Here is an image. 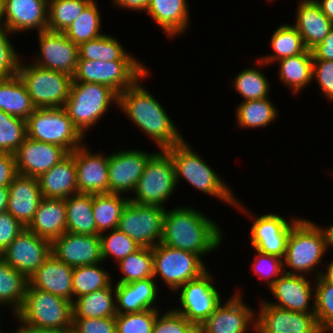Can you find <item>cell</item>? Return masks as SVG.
Returning a JSON list of instances; mask_svg holds the SVG:
<instances>
[{
    "instance_id": "6da1fadb",
    "label": "cell",
    "mask_w": 333,
    "mask_h": 333,
    "mask_svg": "<svg viewBox=\"0 0 333 333\" xmlns=\"http://www.w3.org/2000/svg\"><path fill=\"white\" fill-rule=\"evenodd\" d=\"M150 69L131 87L118 95L119 110L148 136L159 149H167L181 143L182 133L165 111L159 100L141 83L150 77Z\"/></svg>"
},
{
    "instance_id": "7a4b0ae2",
    "label": "cell",
    "mask_w": 333,
    "mask_h": 333,
    "mask_svg": "<svg viewBox=\"0 0 333 333\" xmlns=\"http://www.w3.org/2000/svg\"><path fill=\"white\" fill-rule=\"evenodd\" d=\"M222 232L219 223L194 207L182 205L165 210L160 243L203 258L221 246Z\"/></svg>"
},
{
    "instance_id": "3957f363",
    "label": "cell",
    "mask_w": 333,
    "mask_h": 333,
    "mask_svg": "<svg viewBox=\"0 0 333 333\" xmlns=\"http://www.w3.org/2000/svg\"><path fill=\"white\" fill-rule=\"evenodd\" d=\"M330 247L332 248L330 226L324 228L312 220L301 218L291 228L287 238L286 254L283 259L284 273L311 276L314 272L313 279L325 274L326 271L320 269L317 271L316 268L323 264L327 269L329 263L324 264L323 256ZM287 267L291 270L289 271Z\"/></svg>"
},
{
    "instance_id": "277c9868",
    "label": "cell",
    "mask_w": 333,
    "mask_h": 333,
    "mask_svg": "<svg viewBox=\"0 0 333 333\" xmlns=\"http://www.w3.org/2000/svg\"><path fill=\"white\" fill-rule=\"evenodd\" d=\"M165 150L172 158L177 186L184 178L193 188L205 195L216 197L232 207L236 205L237 197L233 194L234 190L217 175L198 152L192 149L187 140L184 139L181 143Z\"/></svg>"
},
{
    "instance_id": "5b68a950",
    "label": "cell",
    "mask_w": 333,
    "mask_h": 333,
    "mask_svg": "<svg viewBox=\"0 0 333 333\" xmlns=\"http://www.w3.org/2000/svg\"><path fill=\"white\" fill-rule=\"evenodd\" d=\"M13 316L30 327L66 333L72 329V302L28 283L22 306Z\"/></svg>"
},
{
    "instance_id": "8992f818",
    "label": "cell",
    "mask_w": 333,
    "mask_h": 333,
    "mask_svg": "<svg viewBox=\"0 0 333 333\" xmlns=\"http://www.w3.org/2000/svg\"><path fill=\"white\" fill-rule=\"evenodd\" d=\"M113 104L118 105V94L110 87L99 83L72 82L63 108L85 137L87 131L92 130Z\"/></svg>"
},
{
    "instance_id": "52a82bcc",
    "label": "cell",
    "mask_w": 333,
    "mask_h": 333,
    "mask_svg": "<svg viewBox=\"0 0 333 333\" xmlns=\"http://www.w3.org/2000/svg\"><path fill=\"white\" fill-rule=\"evenodd\" d=\"M177 187L175 168L170 154L159 149L147 161L129 200L139 205L159 206L169 201Z\"/></svg>"
},
{
    "instance_id": "ba28073f",
    "label": "cell",
    "mask_w": 333,
    "mask_h": 333,
    "mask_svg": "<svg viewBox=\"0 0 333 333\" xmlns=\"http://www.w3.org/2000/svg\"><path fill=\"white\" fill-rule=\"evenodd\" d=\"M26 129L27 137L30 139L56 144L68 153L87 141L74 126L63 107L36 108L26 120Z\"/></svg>"
},
{
    "instance_id": "9c48e42d",
    "label": "cell",
    "mask_w": 333,
    "mask_h": 333,
    "mask_svg": "<svg viewBox=\"0 0 333 333\" xmlns=\"http://www.w3.org/2000/svg\"><path fill=\"white\" fill-rule=\"evenodd\" d=\"M18 76L25 84L36 108L64 107L70 94L72 76L39 67L31 62L26 63L23 58L19 65Z\"/></svg>"
},
{
    "instance_id": "30bf717a",
    "label": "cell",
    "mask_w": 333,
    "mask_h": 333,
    "mask_svg": "<svg viewBox=\"0 0 333 333\" xmlns=\"http://www.w3.org/2000/svg\"><path fill=\"white\" fill-rule=\"evenodd\" d=\"M153 278L159 277L174 293L191 280H195L208 271L200 255L175 249L165 244H157L152 248Z\"/></svg>"
},
{
    "instance_id": "8fae6325",
    "label": "cell",
    "mask_w": 333,
    "mask_h": 333,
    "mask_svg": "<svg viewBox=\"0 0 333 333\" xmlns=\"http://www.w3.org/2000/svg\"><path fill=\"white\" fill-rule=\"evenodd\" d=\"M139 60L91 61L78 59L72 82L99 83L118 95L131 87L149 69Z\"/></svg>"
},
{
    "instance_id": "7c38bea8",
    "label": "cell",
    "mask_w": 333,
    "mask_h": 333,
    "mask_svg": "<svg viewBox=\"0 0 333 333\" xmlns=\"http://www.w3.org/2000/svg\"><path fill=\"white\" fill-rule=\"evenodd\" d=\"M242 204L243 203L237 199L234 208L239 210L240 213L244 215L246 214L245 216L250 217V220L251 218L253 220L249 230V242L251 247L260 252L275 255L284 259L288 235L291 228L301 219V217L296 218L294 216L290 221L278 213H265L258 217H254L253 212L249 211V209Z\"/></svg>"
},
{
    "instance_id": "4fadbf2b",
    "label": "cell",
    "mask_w": 333,
    "mask_h": 333,
    "mask_svg": "<svg viewBox=\"0 0 333 333\" xmlns=\"http://www.w3.org/2000/svg\"><path fill=\"white\" fill-rule=\"evenodd\" d=\"M213 273L205 272L195 280L188 281L181 286L179 304L174 310L182 314L196 328L199 327L223 301L219 289L216 287Z\"/></svg>"
},
{
    "instance_id": "5bb4252c",
    "label": "cell",
    "mask_w": 333,
    "mask_h": 333,
    "mask_svg": "<svg viewBox=\"0 0 333 333\" xmlns=\"http://www.w3.org/2000/svg\"><path fill=\"white\" fill-rule=\"evenodd\" d=\"M165 210L166 208L159 206L139 205L129 200L117 228L140 247L153 248L161 241Z\"/></svg>"
},
{
    "instance_id": "9a60e30c",
    "label": "cell",
    "mask_w": 333,
    "mask_h": 333,
    "mask_svg": "<svg viewBox=\"0 0 333 333\" xmlns=\"http://www.w3.org/2000/svg\"><path fill=\"white\" fill-rule=\"evenodd\" d=\"M240 292L238 289L225 303L221 302L197 330L200 333H247L249 329L255 332L256 311L245 304Z\"/></svg>"
},
{
    "instance_id": "2e32d148",
    "label": "cell",
    "mask_w": 333,
    "mask_h": 333,
    "mask_svg": "<svg viewBox=\"0 0 333 333\" xmlns=\"http://www.w3.org/2000/svg\"><path fill=\"white\" fill-rule=\"evenodd\" d=\"M37 35L39 52L32 63L73 77L79 58L78 46L64 32L45 30Z\"/></svg>"
},
{
    "instance_id": "e0dca14e",
    "label": "cell",
    "mask_w": 333,
    "mask_h": 333,
    "mask_svg": "<svg viewBox=\"0 0 333 333\" xmlns=\"http://www.w3.org/2000/svg\"><path fill=\"white\" fill-rule=\"evenodd\" d=\"M51 254V241L25 228L0 257L29 280Z\"/></svg>"
},
{
    "instance_id": "ac0fdd59",
    "label": "cell",
    "mask_w": 333,
    "mask_h": 333,
    "mask_svg": "<svg viewBox=\"0 0 333 333\" xmlns=\"http://www.w3.org/2000/svg\"><path fill=\"white\" fill-rule=\"evenodd\" d=\"M256 312V333H323L317 324L315 313L285 310L260 300Z\"/></svg>"
},
{
    "instance_id": "d6986e66",
    "label": "cell",
    "mask_w": 333,
    "mask_h": 333,
    "mask_svg": "<svg viewBox=\"0 0 333 333\" xmlns=\"http://www.w3.org/2000/svg\"><path fill=\"white\" fill-rule=\"evenodd\" d=\"M154 153L148 154L147 151L138 149H122L110 153L108 161L109 193L125 196L130 192L133 193L148 159Z\"/></svg>"
},
{
    "instance_id": "ffe728a7",
    "label": "cell",
    "mask_w": 333,
    "mask_h": 333,
    "mask_svg": "<svg viewBox=\"0 0 333 333\" xmlns=\"http://www.w3.org/2000/svg\"><path fill=\"white\" fill-rule=\"evenodd\" d=\"M269 290L277 301L267 300V303L294 312L315 313L314 279L312 282L308 276L283 273Z\"/></svg>"
},
{
    "instance_id": "44dd1931",
    "label": "cell",
    "mask_w": 333,
    "mask_h": 333,
    "mask_svg": "<svg viewBox=\"0 0 333 333\" xmlns=\"http://www.w3.org/2000/svg\"><path fill=\"white\" fill-rule=\"evenodd\" d=\"M76 164L77 188L79 193H109V154L93 153L87 144L70 153Z\"/></svg>"
},
{
    "instance_id": "7402d4cb",
    "label": "cell",
    "mask_w": 333,
    "mask_h": 333,
    "mask_svg": "<svg viewBox=\"0 0 333 333\" xmlns=\"http://www.w3.org/2000/svg\"><path fill=\"white\" fill-rule=\"evenodd\" d=\"M69 153L62 147L26 137L15 151L17 173L22 176L38 178L63 160Z\"/></svg>"
},
{
    "instance_id": "603a6c76",
    "label": "cell",
    "mask_w": 333,
    "mask_h": 333,
    "mask_svg": "<svg viewBox=\"0 0 333 333\" xmlns=\"http://www.w3.org/2000/svg\"><path fill=\"white\" fill-rule=\"evenodd\" d=\"M51 253L70 267L102 263L100 235L65 232L51 242Z\"/></svg>"
},
{
    "instance_id": "cb8c5ba5",
    "label": "cell",
    "mask_w": 333,
    "mask_h": 333,
    "mask_svg": "<svg viewBox=\"0 0 333 333\" xmlns=\"http://www.w3.org/2000/svg\"><path fill=\"white\" fill-rule=\"evenodd\" d=\"M5 28L14 33L47 30L48 2L44 0H4Z\"/></svg>"
},
{
    "instance_id": "d4e9b609",
    "label": "cell",
    "mask_w": 333,
    "mask_h": 333,
    "mask_svg": "<svg viewBox=\"0 0 333 333\" xmlns=\"http://www.w3.org/2000/svg\"><path fill=\"white\" fill-rule=\"evenodd\" d=\"M8 190L7 211L26 228L43 199L38 179L18 174Z\"/></svg>"
},
{
    "instance_id": "484cf974",
    "label": "cell",
    "mask_w": 333,
    "mask_h": 333,
    "mask_svg": "<svg viewBox=\"0 0 333 333\" xmlns=\"http://www.w3.org/2000/svg\"><path fill=\"white\" fill-rule=\"evenodd\" d=\"M73 269L51 254L29 278V284L73 302Z\"/></svg>"
},
{
    "instance_id": "4316f807",
    "label": "cell",
    "mask_w": 333,
    "mask_h": 333,
    "mask_svg": "<svg viewBox=\"0 0 333 333\" xmlns=\"http://www.w3.org/2000/svg\"><path fill=\"white\" fill-rule=\"evenodd\" d=\"M154 278L131 283L115 284L117 314L140 312L147 309H161L155 302L159 295Z\"/></svg>"
},
{
    "instance_id": "83f0119b",
    "label": "cell",
    "mask_w": 333,
    "mask_h": 333,
    "mask_svg": "<svg viewBox=\"0 0 333 333\" xmlns=\"http://www.w3.org/2000/svg\"><path fill=\"white\" fill-rule=\"evenodd\" d=\"M292 25L302 37L307 50H312L329 34L332 22L323 14L315 0H301Z\"/></svg>"
},
{
    "instance_id": "f1b7e54d",
    "label": "cell",
    "mask_w": 333,
    "mask_h": 333,
    "mask_svg": "<svg viewBox=\"0 0 333 333\" xmlns=\"http://www.w3.org/2000/svg\"><path fill=\"white\" fill-rule=\"evenodd\" d=\"M145 13L160 26V29L162 28L168 38L185 35L190 27L187 0H150Z\"/></svg>"
},
{
    "instance_id": "f546056e",
    "label": "cell",
    "mask_w": 333,
    "mask_h": 333,
    "mask_svg": "<svg viewBox=\"0 0 333 333\" xmlns=\"http://www.w3.org/2000/svg\"><path fill=\"white\" fill-rule=\"evenodd\" d=\"M39 188L44 198L66 199L78 194L76 164L69 153L63 160L38 178Z\"/></svg>"
},
{
    "instance_id": "4dcf8cb0",
    "label": "cell",
    "mask_w": 333,
    "mask_h": 333,
    "mask_svg": "<svg viewBox=\"0 0 333 333\" xmlns=\"http://www.w3.org/2000/svg\"><path fill=\"white\" fill-rule=\"evenodd\" d=\"M66 214L65 199L43 197L26 228L52 242L66 232Z\"/></svg>"
},
{
    "instance_id": "1f68e13d",
    "label": "cell",
    "mask_w": 333,
    "mask_h": 333,
    "mask_svg": "<svg viewBox=\"0 0 333 333\" xmlns=\"http://www.w3.org/2000/svg\"><path fill=\"white\" fill-rule=\"evenodd\" d=\"M114 282L108 287L77 297L72 302L73 318L115 317L116 293Z\"/></svg>"
},
{
    "instance_id": "d6a6232c",
    "label": "cell",
    "mask_w": 333,
    "mask_h": 333,
    "mask_svg": "<svg viewBox=\"0 0 333 333\" xmlns=\"http://www.w3.org/2000/svg\"><path fill=\"white\" fill-rule=\"evenodd\" d=\"M279 64L278 78L292 94L297 95L312 82L313 55L311 50L302 54L283 58Z\"/></svg>"
},
{
    "instance_id": "836d02e7",
    "label": "cell",
    "mask_w": 333,
    "mask_h": 333,
    "mask_svg": "<svg viewBox=\"0 0 333 333\" xmlns=\"http://www.w3.org/2000/svg\"><path fill=\"white\" fill-rule=\"evenodd\" d=\"M35 109L27 88L18 75L0 79V110L27 120Z\"/></svg>"
},
{
    "instance_id": "e575fe53",
    "label": "cell",
    "mask_w": 333,
    "mask_h": 333,
    "mask_svg": "<svg viewBox=\"0 0 333 333\" xmlns=\"http://www.w3.org/2000/svg\"><path fill=\"white\" fill-rule=\"evenodd\" d=\"M66 231L83 235H97L93 215V194L78 193L65 199Z\"/></svg>"
},
{
    "instance_id": "d590c367",
    "label": "cell",
    "mask_w": 333,
    "mask_h": 333,
    "mask_svg": "<svg viewBox=\"0 0 333 333\" xmlns=\"http://www.w3.org/2000/svg\"><path fill=\"white\" fill-rule=\"evenodd\" d=\"M129 202V195L114 193L93 194V215L97 235L116 229L124 207Z\"/></svg>"
},
{
    "instance_id": "8d00e7d4",
    "label": "cell",
    "mask_w": 333,
    "mask_h": 333,
    "mask_svg": "<svg viewBox=\"0 0 333 333\" xmlns=\"http://www.w3.org/2000/svg\"><path fill=\"white\" fill-rule=\"evenodd\" d=\"M270 48L272 54H267L258 57L267 66L275 64L277 61L302 54L306 47L302 41V37L297 29L292 25L285 22L281 24L270 37Z\"/></svg>"
},
{
    "instance_id": "74e56055",
    "label": "cell",
    "mask_w": 333,
    "mask_h": 333,
    "mask_svg": "<svg viewBox=\"0 0 333 333\" xmlns=\"http://www.w3.org/2000/svg\"><path fill=\"white\" fill-rule=\"evenodd\" d=\"M243 101L235 109L236 122L239 128H263L276 121L278 109L269 99Z\"/></svg>"
},
{
    "instance_id": "f35d334b",
    "label": "cell",
    "mask_w": 333,
    "mask_h": 333,
    "mask_svg": "<svg viewBox=\"0 0 333 333\" xmlns=\"http://www.w3.org/2000/svg\"><path fill=\"white\" fill-rule=\"evenodd\" d=\"M29 280L0 257V306L16 313L22 306Z\"/></svg>"
},
{
    "instance_id": "ab89813d",
    "label": "cell",
    "mask_w": 333,
    "mask_h": 333,
    "mask_svg": "<svg viewBox=\"0 0 333 333\" xmlns=\"http://www.w3.org/2000/svg\"><path fill=\"white\" fill-rule=\"evenodd\" d=\"M78 53V59L91 61L138 60L127 52L119 40L106 33L80 44Z\"/></svg>"
},
{
    "instance_id": "60d3db41",
    "label": "cell",
    "mask_w": 333,
    "mask_h": 333,
    "mask_svg": "<svg viewBox=\"0 0 333 333\" xmlns=\"http://www.w3.org/2000/svg\"><path fill=\"white\" fill-rule=\"evenodd\" d=\"M254 66L257 68H246L239 72L234 80H232L231 87L243 97V101L260 100L269 96L271 89L270 82L263 71L259 69L260 67L263 68V66L265 68L267 65L257 58V60L255 59Z\"/></svg>"
},
{
    "instance_id": "b9f144b4",
    "label": "cell",
    "mask_w": 333,
    "mask_h": 333,
    "mask_svg": "<svg viewBox=\"0 0 333 333\" xmlns=\"http://www.w3.org/2000/svg\"><path fill=\"white\" fill-rule=\"evenodd\" d=\"M98 7L96 0H92L64 31L66 37L77 46L105 34L101 31L102 17Z\"/></svg>"
},
{
    "instance_id": "7bdbcfd3",
    "label": "cell",
    "mask_w": 333,
    "mask_h": 333,
    "mask_svg": "<svg viewBox=\"0 0 333 333\" xmlns=\"http://www.w3.org/2000/svg\"><path fill=\"white\" fill-rule=\"evenodd\" d=\"M103 263L84 265L73 269V300L77 297L104 289L112 283V277L102 266Z\"/></svg>"
},
{
    "instance_id": "ee69618b",
    "label": "cell",
    "mask_w": 333,
    "mask_h": 333,
    "mask_svg": "<svg viewBox=\"0 0 333 333\" xmlns=\"http://www.w3.org/2000/svg\"><path fill=\"white\" fill-rule=\"evenodd\" d=\"M122 277L116 283L126 284L134 281L153 278L152 248L141 247L117 263Z\"/></svg>"
},
{
    "instance_id": "f6af8a7d",
    "label": "cell",
    "mask_w": 333,
    "mask_h": 333,
    "mask_svg": "<svg viewBox=\"0 0 333 333\" xmlns=\"http://www.w3.org/2000/svg\"><path fill=\"white\" fill-rule=\"evenodd\" d=\"M315 316L323 333H333V281L322 274L314 279Z\"/></svg>"
},
{
    "instance_id": "bcb514c9",
    "label": "cell",
    "mask_w": 333,
    "mask_h": 333,
    "mask_svg": "<svg viewBox=\"0 0 333 333\" xmlns=\"http://www.w3.org/2000/svg\"><path fill=\"white\" fill-rule=\"evenodd\" d=\"M92 0H51L47 30L64 32Z\"/></svg>"
},
{
    "instance_id": "7dc6e473",
    "label": "cell",
    "mask_w": 333,
    "mask_h": 333,
    "mask_svg": "<svg viewBox=\"0 0 333 333\" xmlns=\"http://www.w3.org/2000/svg\"><path fill=\"white\" fill-rule=\"evenodd\" d=\"M100 247L103 262L113 257L116 264L141 248L118 228L100 234Z\"/></svg>"
},
{
    "instance_id": "c3c4849f",
    "label": "cell",
    "mask_w": 333,
    "mask_h": 333,
    "mask_svg": "<svg viewBox=\"0 0 333 333\" xmlns=\"http://www.w3.org/2000/svg\"><path fill=\"white\" fill-rule=\"evenodd\" d=\"M26 137V120L0 110V152L14 154Z\"/></svg>"
},
{
    "instance_id": "681fc988",
    "label": "cell",
    "mask_w": 333,
    "mask_h": 333,
    "mask_svg": "<svg viewBox=\"0 0 333 333\" xmlns=\"http://www.w3.org/2000/svg\"><path fill=\"white\" fill-rule=\"evenodd\" d=\"M159 309L117 314L116 333H152Z\"/></svg>"
},
{
    "instance_id": "f907efd6",
    "label": "cell",
    "mask_w": 333,
    "mask_h": 333,
    "mask_svg": "<svg viewBox=\"0 0 333 333\" xmlns=\"http://www.w3.org/2000/svg\"><path fill=\"white\" fill-rule=\"evenodd\" d=\"M254 250L256 253L252 262L253 273L260 280L266 281L269 288L284 273L283 258Z\"/></svg>"
},
{
    "instance_id": "816d5d0a",
    "label": "cell",
    "mask_w": 333,
    "mask_h": 333,
    "mask_svg": "<svg viewBox=\"0 0 333 333\" xmlns=\"http://www.w3.org/2000/svg\"><path fill=\"white\" fill-rule=\"evenodd\" d=\"M9 36L13 34L5 27L0 28V79L11 78L18 75L22 60L19 52L15 51ZM17 52V53H16Z\"/></svg>"
},
{
    "instance_id": "f5cc1de1",
    "label": "cell",
    "mask_w": 333,
    "mask_h": 333,
    "mask_svg": "<svg viewBox=\"0 0 333 333\" xmlns=\"http://www.w3.org/2000/svg\"><path fill=\"white\" fill-rule=\"evenodd\" d=\"M171 306L161 315L157 314L152 333H194L197 328Z\"/></svg>"
},
{
    "instance_id": "db71d44e",
    "label": "cell",
    "mask_w": 333,
    "mask_h": 333,
    "mask_svg": "<svg viewBox=\"0 0 333 333\" xmlns=\"http://www.w3.org/2000/svg\"><path fill=\"white\" fill-rule=\"evenodd\" d=\"M73 333H116V316L104 318H73Z\"/></svg>"
},
{
    "instance_id": "11a10c76",
    "label": "cell",
    "mask_w": 333,
    "mask_h": 333,
    "mask_svg": "<svg viewBox=\"0 0 333 333\" xmlns=\"http://www.w3.org/2000/svg\"><path fill=\"white\" fill-rule=\"evenodd\" d=\"M316 81L321 93L329 102H333V61L313 60L312 82Z\"/></svg>"
},
{
    "instance_id": "9f6ffc18",
    "label": "cell",
    "mask_w": 333,
    "mask_h": 333,
    "mask_svg": "<svg viewBox=\"0 0 333 333\" xmlns=\"http://www.w3.org/2000/svg\"><path fill=\"white\" fill-rule=\"evenodd\" d=\"M25 227L8 211L0 214V255Z\"/></svg>"
},
{
    "instance_id": "6f0895ef",
    "label": "cell",
    "mask_w": 333,
    "mask_h": 333,
    "mask_svg": "<svg viewBox=\"0 0 333 333\" xmlns=\"http://www.w3.org/2000/svg\"><path fill=\"white\" fill-rule=\"evenodd\" d=\"M17 175L14 154L0 152V187L9 186Z\"/></svg>"
},
{
    "instance_id": "680465c9",
    "label": "cell",
    "mask_w": 333,
    "mask_h": 333,
    "mask_svg": "<svg viewBox=\"0 0 333 333\" xmlns=\"http://www.w3.org/2000/svg\"><path fill=\"white\" fill-rule=\"evenodd\" d=\"M313 60L333 61V24L329 34L312 50Z\"/></svg>"
},
{
    "instance_id": "91938a15",
    "label": "cell",
    "mask_w": 333,
    "mask_h": 333,
    "mask_svg": "<svg viewBox=\"0 0 333 333\" xmlns=\"http://www.w3.org/2000/svg\"><path fill=\"white\" fill-rule=\"evenodd\" d=\"M113 6H116L118 9L124 8L125 10L129 9L131 11H143L145 12L150 0H111Z\"/></svg>"
},
{
    "instance_id": "94428289",
    "label": "cell",
    "mask_w": 333,
    "mask_h": 333,
    "mask_svg": "<svg viewBox=\"0 0 333 333\" xmlns=\"http://www.w3.org/2000/svg\"><path fill=\"white\" fill-rule=\"evenodd\" d=\"M323 14L333 23V0H315Z\"/></svg>"
},
{
    "instance_id": "6125c7cd",
    "label": "cell",
    "mask_w": 333,
    "mask_h": 333,
    "mask_svg": "<svg viewBox=\"0 0 333 333\" xmlns=\"http://www.w3.org/2000/svg\"><path fill=\"white\" fill-rule=\"evenodd\" d=\"M20 325V327L18 326ZM17 325V329L13 331V333H63L57 330H45V329H38L34 327H30L28 325H24L22 323Z\"/></svg>"
},
{
    "instance_id": "be15d7a7",
    "label": "cell",
    "mask_w": 333,
    "mask_h": 333,
    "mask_svg": "<svg viewBox=\"0 0 333 333\" xmlns=\"http://www.w3.org/2000/svg\"><path fill=\"white\" fill-rule=\"evenodd\" d=\"M8 196V186L0 187V214L7 211Z\"/></svg>"
},
{
    "instance_id": "e7e4bbea",
    "label": "cell",
    "mask_w": 333,
    "mask_h": 333,
    "mask_svg": "<svg viewBox=\"0 0 333 333\" xmlns=\"http://www.w3.org/2000/svg\"><path fill=\"white\" fill-rule=\"evenodd\" d=\"M5 27V7L4 0H0V28Z\"/></svg>"
},
{
    "instance_id": "03108f58",
    "label": "cell",
    "mask_w": 333,
    "mask_h": 333,
    "mask_svg": "<svg viewBox=\"0 0 333 333\" xmlns=\"http://www.w3.org/2000/svg\"><path fill=\"white\" fill-rule=\"evenodd\" d=\"M326 275L333 281V259L329 261V264L327 266Z\"/></svg>"
},
{
    "instance_id": "003e7915",
    "label": "cell",
    "mask_w": 333,
    "mask_h": 333,
    "mask_svg": "<svg viewBox=\"0 0 333 333\" xmlns=\"http://www.w3.org/2000/svg\"><path fill=\"white\" fill-rule=\"evenodd\" d=\"M331 228V232H332V247H333V224L329 225Z\"/></svg>"
}]
</instances>
